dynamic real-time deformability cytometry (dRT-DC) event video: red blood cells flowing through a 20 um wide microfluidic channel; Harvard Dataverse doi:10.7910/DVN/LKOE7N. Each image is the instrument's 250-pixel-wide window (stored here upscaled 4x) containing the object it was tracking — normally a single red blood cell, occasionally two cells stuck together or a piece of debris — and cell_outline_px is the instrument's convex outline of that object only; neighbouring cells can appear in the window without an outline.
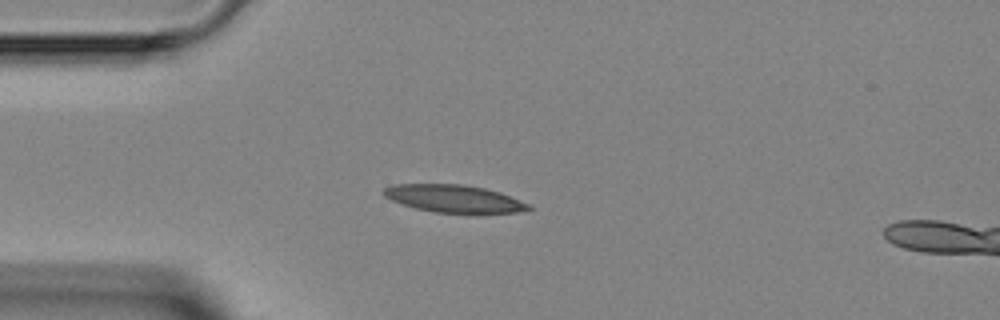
{"species": "Egyptian fruit bat (a non-hibernating species)", "species_latin": "Rousettus aegyptiacus", "temperature_condition": "room temperature", "stored_images_in_passage": 1, "camera_frame_rate_fps": 3000, "um_per_image_px": 0.085, "animal": {"sex": "female"}, "frame": {"image": 1, "passage_image": 1, "time_ms": 0.0, "image_size_px": [1000, 320], "cell_outline_px": [[532, 208], [516, 212], [432, 212], [416, 208], [392, 200], [384, 196], [384, 188], [392, 184], [464, 184], [484, 188], [500, 192], [532, 204]], "centroid_in_image_um": [38.6, 16.86], "position_along_channel_um": 46.4, "area_um2": 22.95}}